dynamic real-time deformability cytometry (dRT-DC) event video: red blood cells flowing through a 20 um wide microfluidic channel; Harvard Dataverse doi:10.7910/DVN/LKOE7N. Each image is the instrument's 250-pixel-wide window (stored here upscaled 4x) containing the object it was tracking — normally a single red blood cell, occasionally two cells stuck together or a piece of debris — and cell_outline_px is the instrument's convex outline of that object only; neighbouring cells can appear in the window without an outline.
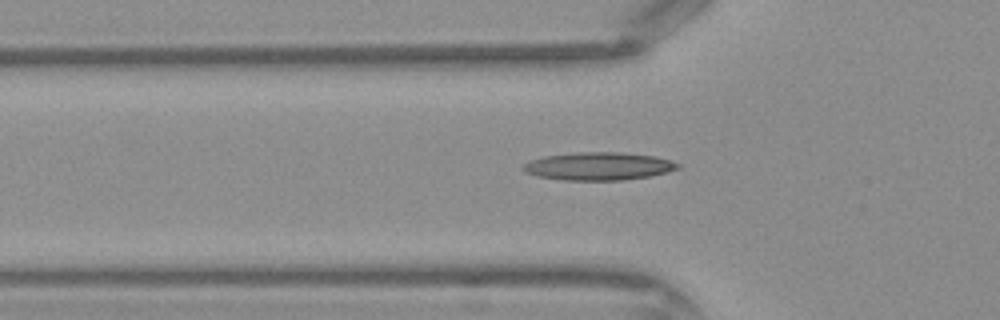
{"species": "Egyptian fruit bat (a non-hibernating species)", "species_latin": "Rousettus aegyptiacus", "temperature_condition": "warm", "stored_images_in_passage": 40, "camera_frame_rate_fps": 3000, "um_per_image_px": 0.085, "frame": {"image": 1, "passage_image": 13, "time_ms": 4.0, "image_size_px": [1000, 320], "cell_outline_px": [[680, 168], [668, 172], [652, 176], [624, 180], [564, 180], [536, 176], [524, 172], [520, 168], [528, 160], [544, 156], [580, 152], [620, 152], [656, 156], [680, 164]], "centroid_in_image_um": [50.86, 14.13], "position_along_channel_um": 74.9, "area_um2": 25.37}}
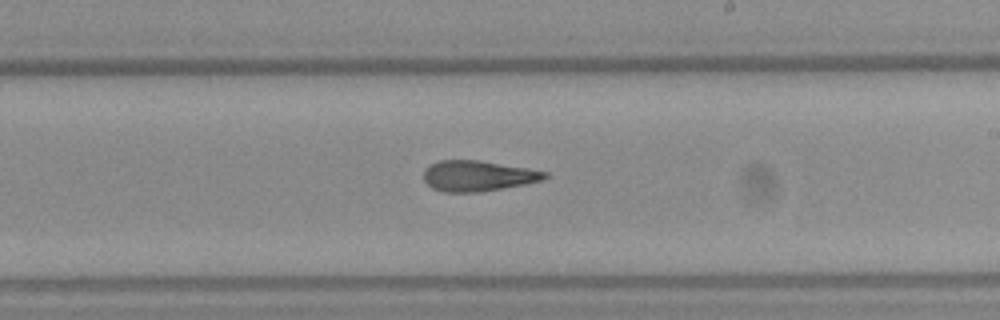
{"frame": {"image": 2, "passage_image": 24, "time_ms": 7.667, "image_size_px": [1000, 320], "cell_outline_px": [[548, 176], [540, 180], [524, 184], [480, 192], [444, 192], [432, 188], [424, 180], [424, 168], [440, 160], [480, 160], [528, 168], [548, 172]], "centroid_in_image_um": [40.6, 14.94], "position_along_channel_um": 248.4, "area_um2": 21.5}}
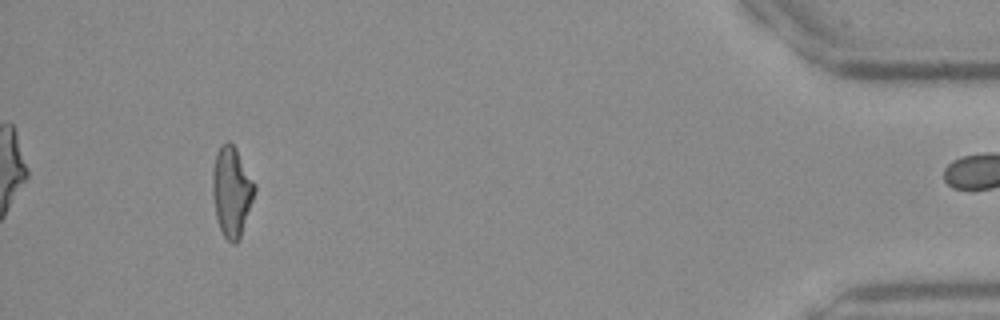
{"frame": {"image": 3, "passage_image": 39, "time_ms": 12.667, "image_size_px": [1000, 320], "cell_outline_px": [[256, 192], [240, 236], [236, 244], [232, 244], [224, 236], [220, 228], [216, 216], [212, 196], [212, 172], [216, 152], [220, 144], [228, 140], [236, 148], [256, 184]], "centroid_in_image_um": [19.69, 16.24], "position_along_channel_um": 415.5, "area_um2": 22.2}}